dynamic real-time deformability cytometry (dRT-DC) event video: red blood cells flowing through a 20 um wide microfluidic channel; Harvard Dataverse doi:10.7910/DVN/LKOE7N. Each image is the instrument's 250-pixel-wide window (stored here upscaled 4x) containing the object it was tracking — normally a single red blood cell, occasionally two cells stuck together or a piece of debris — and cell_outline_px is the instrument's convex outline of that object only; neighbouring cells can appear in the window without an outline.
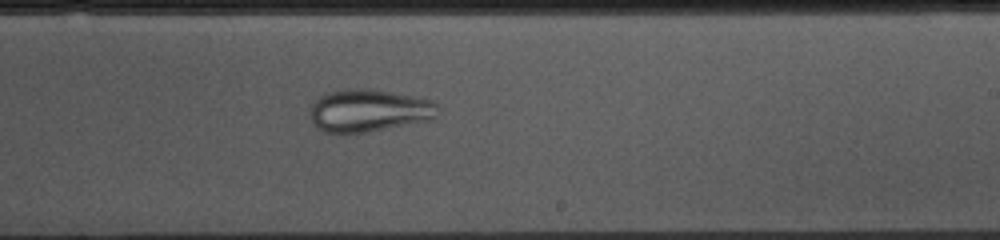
{"species": "common noctule bat (a hibernating species)", "species_latin": "Nyctalus noctula", "temperature_condition": "cold", "stored_images_in_passage": 52, "camera_frame_rate_fps": 3000, "um_per_image_px": 0.085, "animal": {"sex": "female", "body_mass_g": 10.0, "forearm_length_mm": 53.1}, "frame": {"image": 1, "passage_image": 30, "time_ms": 9.667, "image_size_px": [1000, 240], "cell_outline_px": [[440, 108], [436, 116], [432, 120], [368, 132], [324, 132], [316, 128], [312, 124], [308, 112], [308, 108], [316, 96], [328, 92], [344, 88], [364, 88], [412, 96], [432, 100]], "centroid_in_image_um": [31.28, 9.39], "position_along_channel_um": 257.7, "area_um2": 32.19}}